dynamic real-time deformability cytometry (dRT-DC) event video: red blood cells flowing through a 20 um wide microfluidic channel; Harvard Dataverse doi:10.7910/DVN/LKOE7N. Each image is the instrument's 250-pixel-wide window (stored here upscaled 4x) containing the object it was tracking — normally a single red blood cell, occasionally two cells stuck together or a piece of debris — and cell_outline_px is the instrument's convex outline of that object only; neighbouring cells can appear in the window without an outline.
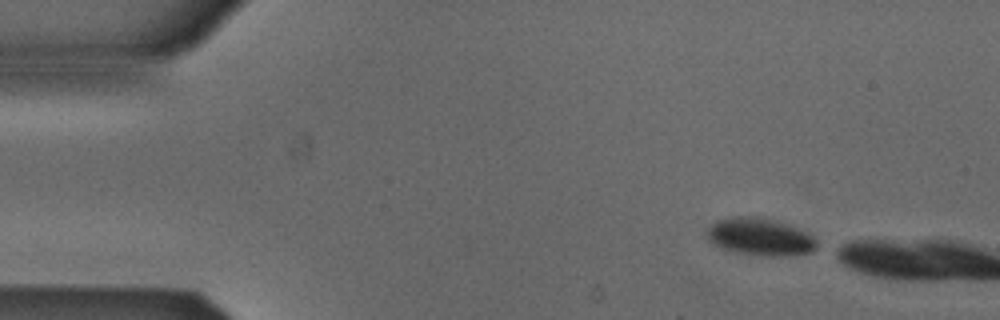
{"species": "Egyptian fruit bat (a non-hibernating species)", "species_latin": "Rousettus aegyptiacus", "temperature_condition": "cold", "stored_images_in_passage": 7, "camera_frame_rate_fps": 3000, "um_per_image_px": 0.085, "animal": {"sex": "male"}, "frame": {"image": 1, "passage_image": 1, "time_ms": 0.0, "image_size_px": [1000, 320], "cell_outline_px": [[820, 248], [812, 252], [796, 256], [760, 256], [736, 252], [712, 244], [704, 236], [704, 232], [716, 220], [732, 216], [756, 216], [784, 224], [808, 232], [816, 240]], "centroid_in_image_um": [64.6, 20.15], "position_along_channel_um": 20.4, "area_um2": 24.33}}